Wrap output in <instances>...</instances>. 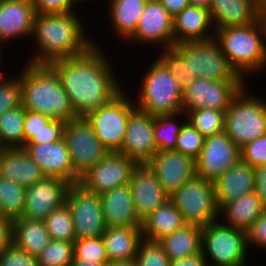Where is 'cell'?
Listing matches in <instances>:
<instances>
[{
  "mask_svg": "<svg viewBox=\"0 0 266 266\" xmlns=\"http://www.w3.org/2000/svg\"><path fill=\"white\" fill-rule=\"evenodd\" d=\"M212 0H188L189 5L209 9Z\"/></svg>",
  "mask_w": 266,
  "mask_h": 266,
  "instance_id": "cell-56",
  "label": "cell"
},
{
  "mask_svg": "<svg viewBox=\"0 0 266 266\" xmlns=\"http://www.w3.org/2000/svg\"><path fill=\"white\" fill-rule=\"evenodd\" d=\"M147 165L169 195L196 175L195 161L175 150L157 151Z\"/></svg>",
  "mask_w": 266,
  "mask_h": 266,
  "instance_id": "cell-19",
  "label": "cell"
},
{
  "mask_svg": "<svg viewBox=\"0 0 266 266\" xmlns=\"http://www.w3.org/2000/svg\"><path fill=\"white\" fill-rule=\"evenodd\" d=\"M245 87L225 111V132L239 148L266 133V101Z\"/></svg>",
  "mask_w": 266,
  "mask_h": 266,
  "instance_id": "cell-6",
  "label": "cell"
},
{
  "mask_svg": "<svg viewBox=\"0 0 266 266\" xmlns=\"http://www.w3.org/2000/svg\"><path fill=\"white\" fill-rule=\"evenodd\" d=\"M225 111L212 108L183 111L187 121L204 137L225 131Z\"/></svg>",
  "mask_w": 266,
  "mask_h": 266,
  "instance_id": "cell-37",
  "label": "cell"
},
{
  "mask_svg": "<svg viewBox=\"0 0 266 266\" xmlns=\"http://www.w3.org/2000/svg\"><path fill=\"white\" fill-rule=\"evenodd\" d=\"M25 108L19 107L5 111L0 115V143L4 149L24 148Z\"/></svg>",
  "mask_w": 266,
  "mask_h": 266,
  "instance_id": "cell-34",
  "label": "cell"
},
{
  "mask_svg": "<svg viewBox=\"0 0 266 266\" xmlns=\"http://www.w3.org/2000/svg\"><path fill=\"white\" fill-rule=\"evenodd\" d=\"M255 169L254 192L260 200L261 205L266 209V165Z\"/></svg>",
  "mask_w": 266,
  "mask_h": 266,
  "instance_id": "cell-51",
  "label": "cell"
},
{
  "mask_svg": "<svg viewBox=\"0 0 266 266\" xmlns=\"http://www.w3.org/2000/svg\"><path fill=\"white\" fill-rule=\"evenodd\" d=\"M246 238L248 247L253 244L263 250L266 249V209L246 231Z\"/></svg>",
  "mask_w": 266,
  "mask_h": 266,
  "instance_id": "cell-49",
  "label": "cell"
},
{
  "mask_svg": "<svg viewBox=\"0 0 266 266\" xmlns=\"http://www.w3.org/2000/svg\"><path fill=\"white\" fill-rule=\"evenodd\" d=\"M214 186L216 204L220 210L226 203L254 191L255 169L240 160L220 176Z\"/></svg>",
  "mask_w": 266,
  "mask_h": 266,
  "instance_id": "cell-26",
  "label": "cell"
},
{
  "mask_svg": "<svg viewBox=\"0 0 266 266\" xmlns=\"http://www.w3.org/2000/svg\"><path fill=\"white\" fill-rule=\"evenodd\" d=\"M50 120L51 118L48 116L25 109V119L23 124L24 142L27 143Z\"/></svg>",
  "mask_w": 266,
  "mask_h": 266,
  "instance_id": "cell-50",
  "label": "cell"
},
{
  "mask_svg": "<svg viewBox=\"0 0 266 266\" xmlns=\"http://www.w3.org/2000/svg\"><path fill=\"white\" fill-rule=\"evenodd\" d=\"M76 239L102 236L107 228L100 196L84 189L79 183L71 184L66 194Z\"/></svg>",
  "mask_w": 266,
  "mask_h": 266,
  "instance_id": "cell-12",
  "label": "cell"
},
{
  "mask_svg": "<svg viewBox=\"0 0 266 266\" xmlns=\"http://www.w3.org/2000/svg\"><path fill=\"white\" fill-rule=\"evenodd\" d=\"M241 160L253 168L266 165V133L240 148Z\"/></svg>",
  "mask_w": 266,
  "mask_h": 266,
  "instance_id": "cell-45",
  "label": "cell"
},
{
  "mask_svg": "<svg viewBox=\"0 0 266 266\" xmlns=\"http://www.w3.org/2000/svg\"><path fill=\"white\" fill-rule=\"evenodd\" d=\"M201 239V227L185 224L171 234L162 237L159 242L171 261L200 254Z\"/></svg>",
  "mask_w": 266,
  "mask_h": 266,
  "instance_id": "cell-31",
  "label": "cell"
},
{
  "mask_svg": "<svg viewBox=\"0 0 266 266\" xmlns=\"http://www.w3.org/2000/svg\"><path fill=\"white\" fill-rule=\"evenodd\" d=\"M3 72L0 71V115L22 105L20 75L8 79Z\"/></svg>",
  "mask_w": 266,
  "mask_h": 266,
  "instance_id": "cell-44",
  "label": "cell"
},
{
  "mask_svg": "<svg viewBox=\"0 0 266 266\" xmlns=\"http://www.w3.org/2000/svg\"><path fill=\"white\" fill-rule=\"evenodd\" d=\"M173 48L184 58L188 73L195 78L218 81H246L230 65L215 39L180 42Z\"/></svg>",
  "mask_w": 266,
  "mask_h": 266,
  "instance_id": "cell-8",
  "label": "cell"
},
{
  "mask_svg": "<svg viewBox=\"0 0 266 266\" xmlns=\"http://www.w3.org/2000/svg\"><path fill=\"white\" fill-rule=\"evenodd\" d=\"M175 44L214 39L209 9L189 5L173 18ZM213 27V28H212Z\"/></svg>",
  "mask_w": 266,
  "mask_h": 266,
  "instance_id": "cell-25",
  "label": "cell"
},
{
  "mask_svg": "<svg viewBox=\"0 0 266 266\" xmlns=\"http://www.w3.org/2000/svg\"><path fill=\"white\" fill-rule=\"evenodd\" d=\"M26 64V65H25ZM20 71L22 106L51 119H76L59 75L50 65L25 62Z\"/></svg>",
  "mask_w": 266,
  "mask_h": 266,
  "instance_id": "cell-3",
  "label": "cell"
},
{
  "mask_svg": "<svg viewBox=\"0 0 266 266\" xmlns=\"http://www.w3.org/2000/svg\"><path fill=\"white\" fill-rule=\"evenodd\" d=\"M247 248L246 231L225 225L221 219L202 228L201 252L213 261H208L209 266H249Z\"/></svg>",
  "mask_w": 266,
  "mask_h": 266,
  "instance_id": "cell-7",
  "label": "cell"
},
{
  "mask_svg": "<svg viewBox=\"0 0 266 266\" xmlns=\"http://www.w3.org/2000/svg\"><path fill=\"white\" fill-rule=\"evenodd\" d=\"M74 258V243L54 240L37 256L38 266H71Z\"/></svg>",
  "mask_w": 266,
  "mask_h": 266,
  "instance_id": "cell-39",
  "label": "cell"
},
{
  "mask_svg": "<svg viewBox=\"0 0 266 266\" xmlns=\"http://www.w3.org/2000/svg\"><path fill=\"white\" fill-rule=\"evenodd\" d=\"M154 116L137 107L131 112L120 153L138 165L147 164L157 152Z\"/></svg>",
  "mask_w": 266,
  "mask_h": 266,
  "instance_id": "cell-16",
  "label": "cell"
},
{
  "mask_svg": "<svg viewBox=\"0 0 266 266\" xmlns=\"http://www.w3.org/2000/svg\"><path fill=\"white\" fill-rule=\"evenodd\" d=\"M170 266H209V264L201 252L200 254L194 256L171 260Z\"/></svg>",
  "mask_w": 266,
  "mask_h": 266,
  "instance_id": "cell-53",
  "label": "cell"
},
{
  "mask_svg": "<svg viewBox=\"0 0 266 266\" xmlns=\"http://www.w3.org/2000/svg\"><path fill=\"white\" fill-rule=\"evenodd\" d=\"M129 40L139 45L146 44L144 46L160 43L161 49L163 46L164 49L173 48L175 44L173 17L159 0L147 1L139 24Z\"/></svg>",
  "mask_w": 266,
  "mask_h": 266,
  "instance_id": "cell-17",
  "label": "cell"
},
{
  "mask_svg": "<svg viewBox=\"0 0 266 266\" xmlns=\"http://www.w3.org/2000/svg\"><path fill=\"white\" fill-rule=\"evenodd\" d=\"M95 43L81 55L50 64L59 75L77 118L86 117L125 89L112 72L107 55Z\"/></svg>",
  "mask_w": 266,
  "mask_h": 266,
  "instance_id": "cell-1",
  "label": "cell"
},
{
  "mask_svg": "<svg viewBox=\"0 0 266 266\" xmlns=\"http://www.w3.org/2000/svg\"><path fill=\"white\" fill-rule=\"evenodd\" d=\"M204 141L205 137L186 121L177 137L175 151L196 161L200 156Z\"/></svg>",
  "mask_w": 266,
  "mask_h": 266,
  "instance_id": "cell-40",
  "label": "cell"
},
{
  "mask_svg": "<svg viewBox=\"0 0 266 266\" xmlns=\"http://www.w3.org/2000/svg\"><path fill=\"white\" fill-rule=\"evenodd\" d=\"M44 223L51 239L69 242L76 240L72 214L66 203L52 211Z\"/></svg>",
  "mask_w": 266,
  "mask_h": 266,
  "instance_id": "cell-38",
  "label": "cell"
},
{
  "mask_svg": "<svg viewBox=\"0 0 266 266\" xmlns=\"http://www.w3.org/2000/svg\"><path fill=\"white\" fill-rule=\"evenodd\" d=\"M166 11L174 18L186 7L189 6L188 0H159Z\"/></svg>",
  "mask_w": 266,
  "mask_h": 266,
  "instance_id": "cell-54",
  "label": "cell"
},
{
  "mask_svg": "<svg viewBox=\"0 0 266 266\" xmlns=\"http://www.w3.org/2000/svg\"><path fill=\"white\" fill-rule=\"evenodd\" d=\"M110 263H100L96 261H85L83 259H73L71 266H108Z\"/></svg>",
  "mask_w": 266,
  "mask_h": 266,
  "instance_id": "cell-55",
  "label": "cell"
},
{
  "mask_svg": "<svg viewBox=\"0 0 266 266\" xmlns=\"http://www.w3.org/2000/svg\"><path fill=\"white\" fill-rule=\"evenodd\" d=\"M108 266H138V265L136 263V259H132L129 261L112 262Z\"/></svg>",
  "mask_w": 266,
  "mask_h": 266,
  "instance_id": "cell-57",
  "label": "cell"
},
{
  "mask_svg": "<svg viewBox=\"0 0 266 266\" xmlns=\"http://www.w3.org/2000/svg\"><path fill=\"white\" fill-rule=\"evenodd\" d=\"M76 0H32L35 13H69L74 12Z\"/></svg>",
  "mask_w": 266,
  "mask_h": 266,
  "instance_id": "cell-48",
  "label": "cell"
},
{
  "mask_svg": "<svg viewBox=\"0 0 266 266\" xmlns=\"http://www.w3.org/2000/svg\"><path fill=\"white\" fill-rule=\"evenodd\" d=\"M148 0H109V19L120 39L126 41L134 34Z\"/></svg>",
  "mask_w": 266,
  "mask_h": 266,
  "instance_id": "cell-32",
  "label": "cell"
},
{
  "mask_svg": "<svg viewBox=\"0 0 266 266\" xmlns=\"http://www.w3.org/2000/svg\"><path fill=\"white\" fill-rule=\"evenodd\" d=\"M100 196L107 227H141L129 184L116 187Z\"/></svg>",
  "mask_w": 266,
  "mask_h": 266,
  "instance_id": "cell-24",
  "label": "cell"
},
{
  "mask_svg": "<svg viewBox=\"0 0 266 266\" xmlns=\"http://www.w3.org/2000/svg\"><path fill=\"white\" fill-rule=\"evenodd\" d=\"M109 262L135 259L143 238L141 227H107L102 234Z\"/></svg>",
  "mask_w": 266,
  "mask_h": 266,
  "instance_id": "cell-28",
  "label": "cell"
},
{
  "mask_svg": "<svg viewBox=\"0 0 266 266\" xmlns=\"http://www.w3.org/2000/svg\"><path fill=\"white\" fill-rule=\"evenodd\" d=\"M265 208L253 191L226 203L219 210V217L225 225L247 231Z\"/></svg>",
  "mask_w": 266,
  "mask_h": 266,
  "instance_id": "cell-29",
  "label": "cell"
},
{
  "mask_svg": "<svg viewBox=\"0 0 266 266\" xmlns=\"http://www.w3.org/2000/svg\"><path fill=\"white\" fill-rule=\"evenodd\" d=\"M35 14L32 0H0V48L15 38L30 40Z\"/></svg>",
  "mask_w": 266,
  "mask_h": 266,
  "instance_id": "cell-22",
  "label": "cell"
},
{
  "mask_svg": "<svg viewBox=\"0 0 266 266\" xmlns=\"http://www.w3.org/2000/svg\"><path fill=\"white\" fill-rule=\"evenodd\" d=\"M138 164L120 152H109L94 167L79 178V184L90 192L101 195L116 187L129 184Z\"/></svg>",
  "mask_w": 266,
  "mask_h": 266,
  "instance_id": "cell-14",
  "label": "cell"
},
{
  "mask_svg": "<svg viewBox=\"0 0 266 266\" xmlns=\"http://www.w3.org/2000/svg\"><path fill=\"white\" fill-rule=\"evenodd\" d=\"M78 14H35L32 38L38 45V53L27 63L50 65L52 62L85 53L94 45L85 34ZM84 29V30H83Z\"/></svg>",
  "mask_w": 266,
  "mask_h": 266,
  "instance_id": "cell-2",
  "label": "cell"
},
{
  "mask_svg": "<svg viewBox=\"0 0 266 266\" xmlns=\"http://www.w3.org/2000/svg\"><path fill=\"white\" fill-rule=\"evenodd\" d=\"M134 99L122 90L113 99L90 112L86 121L100 142L111 152H119L126 134L131 112L136 108Z\"/></svg>",
  "mask_w": 266,
  "mask_h": 266,
  "instance_id": "cell-10",
  "label": "cell"
},
{
  "mask_svg": "<svg viewBox=\"0 0 266 266\" xmlns=\"http://www.w3.org/2000/svg\"><path fill=\"white\" fill-rule=\"evenodd\" d=\"M240 160V148L225 131L205 137L200 156L195 161L196 175L214 183Z\"/></svg>",
  "mask_w": 266,
  "mask_h": 266,
  "instance_id": "cell-15",
  "label": "cell"
},
{
  "mask_svg": "<svg viewBox=\"0 0 266 266\" xmlns=\"http://www.w3.org/2000/svg\"><path fill=\"white\" fill-rule=\"evenodd\" d=\"M24 149L39 165L45 176L59 177L70 184L79 182V178L73 172L64 138L53 143L26 144Z\"/></svg>",
  "mask_w": 266,
  "mask_h": 266,
  "instance_id": "cell-21",
  "label": "cell"
},
{
  "mask_svg": "<svg viewBox=\"0 0 266 266\" xmlns=\"http://www.w3.org/2000/svg\"><path fill=\"white\" fill-rule=\"evenodd\" d=\"M63 138L69 150L73 172L78 178L110 152L100 142L85 118L66 122Z\"/></svg>",
  "mask_w": 266,
  "mask_h": 266,
  "instance_id": "cell-11",
  "label": "cell"
},
{
  "mask_svg": "<svg viewBox=\"0 0 266 266\" xmlns=\"http://www.w3.org/2000/svg\"><path fill=\"white\" fill-rule=\"evenodd\" d=\"M158 59L174 75L182 89L195 79L188 73L184 58L174 48H162Z\"/></svg>",
  "mask_w": 266,
  "mask_h": 266,
  "instance_id": "cell-42",
  "label": "cell"
},
{
  "mask_svg": "<svg viewBox=\"0 0 266 266\" xmlns=\"http://www.w3.org/2000/svg\"><path fill=\"white\" fill-rule=\"evenodd\" d=\"M3 150H4V148L2 147V145L0 143V156H1L2 152H3Z\"/></svg>",
  "mask_w": 266,
  "mask_h": 266,
  "instance_id": "cell-60",
  "label": "cell"
},
{
  "mask_svg": "<svg viewBox=\"0 0 266 266\" xmlns=\"http://www.w3.org/2000/svg\"><path fill=\"white\" fill-rule=\"evenodd\" d=\"M50 241L44 221L22 217L13 222V243L25 252L38 256Z\"/></svg>",
  "mask_w": 266,
  "mask_h": 266,
  "instance_id": "cell-33",
  "label": "cell"
},
{
  "mask_svg": "<svg viewBox=\"0 0 266 266\" xmlns=\"http://www.w3.org/2000/svg\"><path fill=\"white\" fill-rule=\"evenodd\" d=\"M182 114L185 115V120L178 123L180 121L176 119ZM186 121L187 116L183 111L176 114L154 116V141L158 151L175 150L177 137Z\"/></svg>",
  "mask_w": 266,
  "mask_h": 266,
  "instance_id": "cell-36",
  "label": "cell"
},
{
  "mask_svg": "<svg viewBox=\"0 0 266 266\" xmlns=\"http://www.w3.org/2000/svg\"><path fill=\"white\" fill-rule=\"evenodd\" d=\"M214 39L243 80L249 73L265 69L266 23L262 16L252 24L216 29Z\"/></svg>",
  "mask_w": 266,
  "mask_h": 266,
  "instance_id": "cell-4",
  "label": "cell"
},
{
  "mask_svg": "<svg viewBox=\"0 0 266 266\" xmlns=\"http://www.w3.org/2000/svg\"><path fill=\"white\" fill-rule=\"evenodd\" d=\"M76 1L79 2V3H80V2H82V3L84 2V3H85L86 0H76ZM88 1H89V0H88ZM90 1H92V0H90Z\"/></svg>",
  "mask_w": 266,
  "mask_h": 266,
  "instance_id": "cell-61",
  "label": "cell"
},
{
  "mask_svg": "<svg viewBox=\"0 0 266 266\" xmlns=\"http://www.w3.org/2000/svg\"><path fill=\"white\" fill-rule=\"evenodd\" d=\"M64 121L51 119L26 144H45L59 141L63 138Z\"/></svg>",
  "mask_w": 266,
  "mask_h": 266,
  "instance_id": "cell-47",
  "label": "cell"
},
{
  "mask_svg": "<svg viewBox=\"0 0 266 266\" xmlns=\"http://www.w3.org/2000/svg\"><path fill=\"white\" fill-rule=\"evenodd\" d=\"M186 224L201 228L219 219L214 183L195 175L170 195Z\"/></svg>",
  "mask_w": 266,
  "mask_h": 266,
  "instance_id": "cell-9",
  "label": "cell"
},
{
  "mask_svg": "<svg viewBox=\"0 0 266 266\" xmlns=\"http://www.w3.org/2000/svg\"><path fill=\"white\" fill-rule=\"evenodd\" d=\"M262 17L266 23V0H262Z\"/></svg>",
  "mask_w": 266,
  "mask_h": 266,
  "instance_id": "cell-58",
  "label": "cell"
},
{
  "mask_svg": "<svg viewBox=\"0 0 266 266\" xmlns=\"http://www.w3.org/2000/svg\"><path fill=\"white\" fill-rule=\"evenodd\" d=\"M74 258L85 261L110 263L102 237L76 239L74 242Z\"/></svg>",
  "mask_w": 266,
  "mask_h": 266,
  "instance_id": "cell-43",
  "label": "cell"
},
{
  "mask_svg": "<svg viewBox=\"0 0 266 266\" xmlns=\"http://www.w3.org/2000/svg\"><path fill=\"white\" fill-rule=\"evenodd\" d=\"M26 187L0 176V215L13 222L24 213Z\"/></svg>",
  "mask_w": 266,
  "mask_h": 266,
  "instance_id": "cell-35",
  "label": "cell"
},
{
  "mask_svg": "<svg viewBox=\"0 0 266 266\" xmlns=\"http://www.w3.org/2000/svg\"><path fill=\"white\" fill-rule=\"evenodd\" d=\"M209 11L215 30L243 26L262 16V0H212Z\"/></svg>",
  "mask_w": 266,
  "mask_h": 266,
  "instance_id": "cell-23",
  "label": "cell"
},
{
  "mask_svg": "<svg viewBox=\"0 0 266 266\" xmlns=\"http://www.w3.org/2000/svg\"><path fill=\"white\" fill-rule=\"evenodd\" d=\"M70 185L62 178L45 176L26 187L23 217L44 221L52 211L66 203Z\"/></svg>",
  "mask_w": 266,
  "mask_h": 266,
  "instance_id": "cell-18",
  "label": "cell"
},
{
  "mask_svg": "<svg viewBox=\"0 0 266 266\" xmlns=\"http://www.w3.org/2000/svg\"><path fill=\"white\" fill-rule=\"evenodd\" d=\"M0 176L24 187L45 177L42 169L24 148L4 149L0 156Z\"/></svg>",
  "mask_w": 266,
  "mask_h": 266,
  "instance_id": "cell-27",
  "label": "cell"
},
{
  "mask_svg": "<svg viewBox=\"0 0 266 266\" xmlns=\"http://www.w3.org/2000/svg\"><path fill=\"white\" fill-rule=\"evenodd\" d=\"M2 49H3V48H0V55H1V56H0V65H1V62H2V61H1L2 59H1V58H3V56H2V54H3L2 51H3V50H2Z\"/></svg>",
  "mask_w": 266,
  "mask_h": 266,
  "instance_id": "cell-59",
  "label": "cell"
},
{
  "mask_svg": "<svg viewBox=\"0 0 266 266\" xmlns=\"http://www.w3.org/2000/svg\"><path fill=\"white\" fill-rule=\"evenodd\" d=\"M135 259L138 266H170L169 257L159 240L142 238Z\"/></svg>",
  "mask_w": 266,
  "mask_h": 266,
  "instance_id": "cell-41",
  "label": "cell"
},
{
  "mask_svg": "<svg viewBox=\"0 0 266 266\" xmlns=\"http://www.w3.org/2000/svg\"><path fill=\"white\" fill-rule=\"evenodd\" d=\"M13 243V221L0 215V253Z\"/></svg>",
  "mask_w": 266,
  "mask_h": 266,
  "instance_id": "cell-52",
  "label": "cell"
},
{
  "mask_svg": "<svg viewBox=\"0 0 266 266\" xmlns=\"http://www.w3.org/2000/svg\"><path fill=\"white\" fill-rule=\"evenodd\" d=\"M129 186L141 222L170 199V195L163 189L156 174L147 164L138 165L133 170Z\"/></svg>",
  "mask_w": 266,
  "mask_h": 266,
  "instance_id": "cell-20",
  "label": "cell"
},
{
  "mask_svg": "<svg viewBox=\"0 0 266 266\" xmlns=\"http://www.w3.org/2000/svg\"><path fill=\"white\" fill-rule=\"evenodd\" d=\"M185 224L181 212L169 199L142 221L141 232L143 238L160 240Z\"/></svg>",
  "mask_w": 266,
  "mask_h": 266,
  "instance_id": "cell-30",
  "label": "cell"
},
{
  "mask_svg": "<svg viewBox=\"0 0 266 266\" xmlns=\"http://www.w3.org/2000/svg\"><path fill=\"white\" fill-rule=\"evenodd\" d=\"M135 106L153 116L183 111V89L174 75L156 57L144 76Z\"/></svg>",
  "mask_w": 266,
  "mask_h": 266,
  "instance_id": "cell-5",
  "label": "cell"
},
{
  "mask_svg": "<svg viewBox=\"0 0 266 266\" xmlns=\"http://www.w3.org/2000/svg\"><path fill=\"white\" fill-rule=\"evenodd\" d=\"M247 81H218L195 78L183 89V111L212 108L226 110Z\"/></svg>",
  "mask_w": 266,
  "mask_h": 266,
  "instance_id": "cell-13",
  "label": "cell"
},
{
  "mask_svg": "<svg viewBox=\"0 0 266 266\" xmlns=\"http://www.w3.org/2000/svg\"><path fill=\"white\" fill-rule=\"evenodd\" d=\"M0 266H38V261L37 256L12 243L0 253Z\"/></svg>",
  "mask_w": 266,
  "mask_h": 266,
  "instance_id": "cell-46",
  "label": "cell"
}]
</instances>
